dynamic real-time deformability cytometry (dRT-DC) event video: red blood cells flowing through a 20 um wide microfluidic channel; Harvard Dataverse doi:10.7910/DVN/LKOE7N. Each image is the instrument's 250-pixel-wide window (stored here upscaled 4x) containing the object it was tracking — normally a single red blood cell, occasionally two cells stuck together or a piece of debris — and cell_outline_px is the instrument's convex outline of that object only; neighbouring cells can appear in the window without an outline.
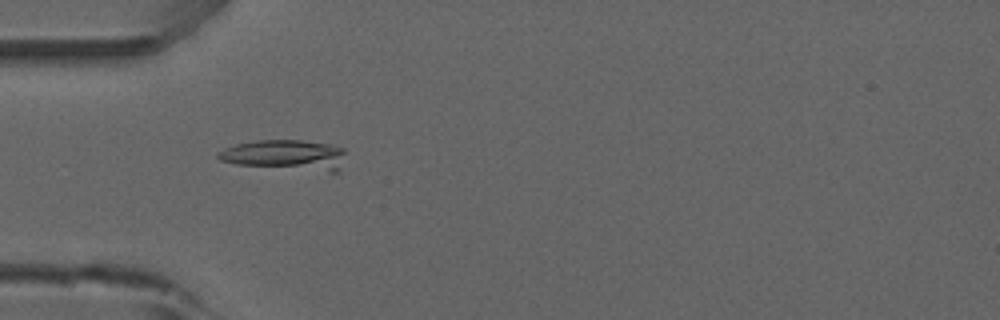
{"species": "common noctule bat (a hibernating species)", "species_latin": "Nyctalus noctula", "temperature_condition": "room temperature", "stored_images_in_passage": 29, "camera_frame_rate_fps": 3000, "um_per_image_px": 0.085, "animal": {"sex": "male", "forearm_length_mm": 52.5}, "frame": {"image": 1, "passage_image": 17, "time_ms": 5.333, "image_size_px": [1000, 320], "cell_outline_px": [[344, 152], [340, 172], [328, 172], [236, 164], [220, 160], [216, 156], [216, 152], [224, 148], [236, 144], [256, 140], [300, 140], [328, 144], [344, 148]], "centroid_in_image_um": [24.25, 13.18], "position_along_channel_um": 60.7, "area_um2": 22.6}}
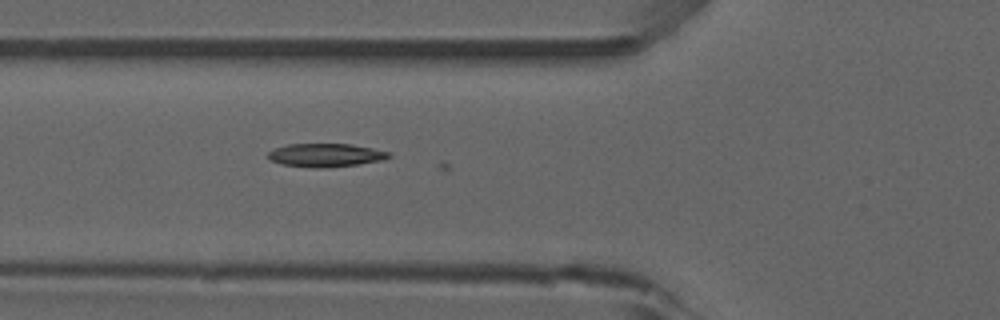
{"frame": {"image": 2, "passage_image": 20, "time_ms": 6.333, "image_size_px": [1000, 320], "cell_outline_px": [[392, 156], [384, 160], [356, 164], [324, 168], [316, 168], [284, 164], [272, 160], [268, 156], [268, 152], [276, 148], [288, 144], [352, 144], [372, 148], [388, 152]], "centroid_in_image_um": [27.71, 13.18], "position_along_channel_um": 98.1, "area_um2": 16.18}}
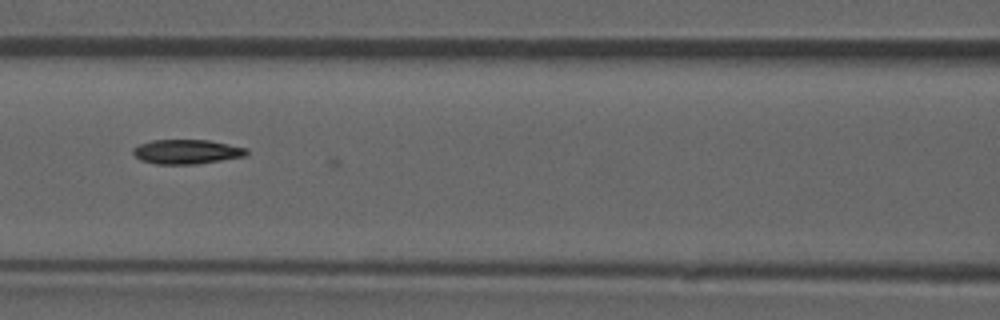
{"frame": {"image": 3, "passage_image": 24, "time_ms": 7.667, "image_size_px": [1000, 320], "cell_outline_px": [[248, 156], [196, 164], [156, 164], [140, 160], [132, 152], [132, 148], [140, 144], [152, 140], [208, 140], [248, 148]], "centroid_in_image_um": [15.89, 12.9], "position_along_channel_um": 150.7, "area_um2": 16.24}}